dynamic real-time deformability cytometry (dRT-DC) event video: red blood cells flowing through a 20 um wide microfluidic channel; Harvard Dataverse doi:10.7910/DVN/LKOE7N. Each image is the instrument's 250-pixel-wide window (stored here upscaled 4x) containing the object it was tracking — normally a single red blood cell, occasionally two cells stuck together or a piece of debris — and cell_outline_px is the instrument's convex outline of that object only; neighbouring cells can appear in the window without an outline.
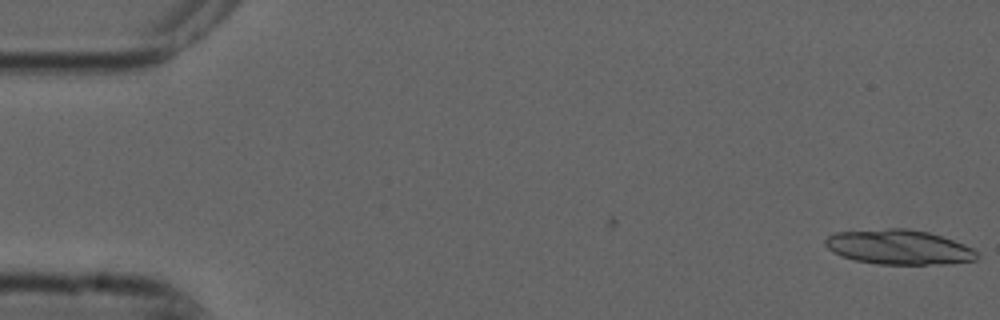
{"species": "common noctule bat (a hibernating species)", "species_latin": "Nyctalus noctula", "temperature_condition": "cold", "stored_images_in_passage": 2, "camera_frame_rate_fps": 3000, "um_per_image_px": 0.085, "animal": {"sex": "male", "forearm_length_mm": 52.5}, "frame": {"image": 1, "passage_image": 2, "time_ms": 0.333, "image_size_px": [1000, 320], "cell_outline_px": [[980, 256], [976, 260], [940, 264], [876, 264], [856, 260], [832, 252], [824, 244], [824, 240], [828, 236], [836, 232], [888, 228], [908, 228], [928, 232], [964, 244], [972, 248]], "centroid_in_image_um": [76.39, 21.0], "position_along_channel_um": 8.6, "area_um2": 30.58}}